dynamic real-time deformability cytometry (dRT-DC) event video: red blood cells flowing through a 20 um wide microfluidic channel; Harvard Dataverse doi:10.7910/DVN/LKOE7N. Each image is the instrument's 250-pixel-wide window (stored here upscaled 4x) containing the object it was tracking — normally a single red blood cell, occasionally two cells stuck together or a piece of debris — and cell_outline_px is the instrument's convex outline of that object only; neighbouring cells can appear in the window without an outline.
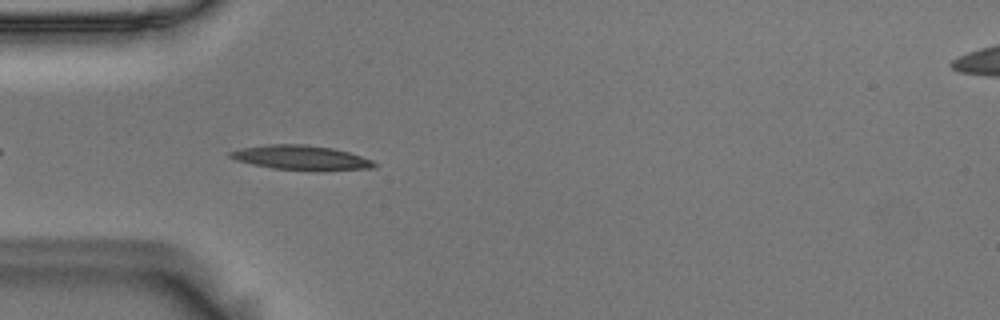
{"species": "Egyptian fruit bat (a non-hibernating species)", "species_latin": "Rousettus aegyptiacus", "temperature_condition": "room temperature", "stored_images_in_passage": 35, "camera_frame_rate_fps": 3000, "um_per_image_px": 0.085, "animal": {"sex": "male"}, "frame": {"image": 1, "passage_image": 4, "time_ms": 1.0, "image_size_px": [1000, 320], "cell_outline_px": [[376, 168], [272, 168], [252, 164], [236, 160], [228, 156], [228, 152], [240, 148], [268, 144], [304, 144], [332, 148], [348, 152], [372, 160], [376, 164]], "centroid_in_image_um": [25.47, 13.35], "position_along_channel_um": 59.5, "area_um2": 19.48}}
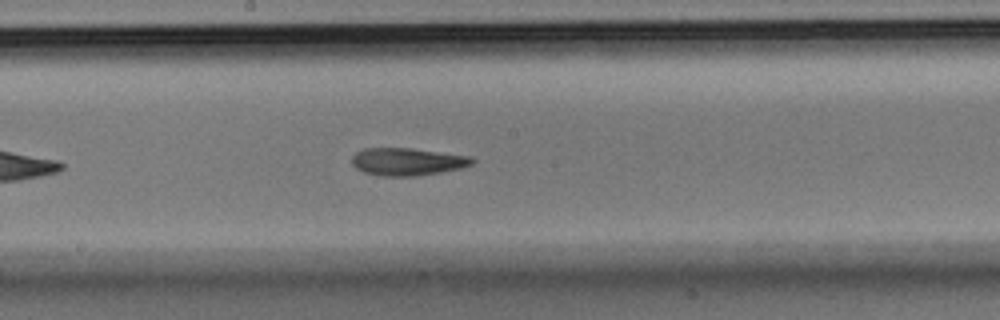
{"frame": {"image": 2, "passage_image": 17, "time_ms": 5.333, "image_size_px": [1000, 320], "cell_outline_px": [[476, 160], [472, 164], [460, 168], [440, 172], [416, 176], [380, 176], [364, 172], [356, 168], [352, 164], [352, 156], [356, 152], [364, 148], [412, 148], [472, 156]], "centroid_in_image_um": [34.63, 13.73], "position_along_channel_um": 213.6, "area_um2": 19.42}}
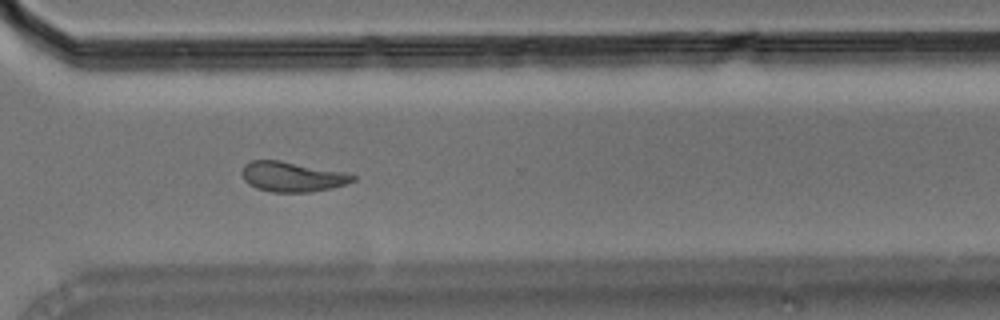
{"frame": {"image": 3, "passage_image": 28, "time_ms": 9.0, "image_size_px": [1000, 320], "cell_outline_px": [[356, 180], [332, 188], [312, 192], [272, 192], [256, 188], [248, 184], [244, 180], [240, 172], [244, 164], [252, 160], [280, 160], [344, 172], [356, 176]], "centroid_in_image_um": [24.8, 15.02], "position_along_channel_um": 345.8, "area_um2": 19.48}, "authors_computed_cell_mechanics": {"area_um2": 19.2474, "velocity_mm_per_s": 3.619, "shape_relaxation_time_tau1_ms": 7.8576, "shape_relaxation_time_tau2_ms": 4.1792, "deformation_change_tau1": 0.2073, "deformation_change_tau2": 0.1144}}